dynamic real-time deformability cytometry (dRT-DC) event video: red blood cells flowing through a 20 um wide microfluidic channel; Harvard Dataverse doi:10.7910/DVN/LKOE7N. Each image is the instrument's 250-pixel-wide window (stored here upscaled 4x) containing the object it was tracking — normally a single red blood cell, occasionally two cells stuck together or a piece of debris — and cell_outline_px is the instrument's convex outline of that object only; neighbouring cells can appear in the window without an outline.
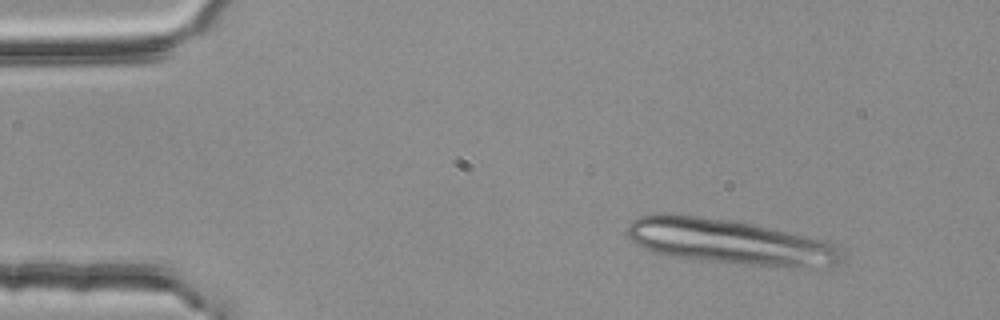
{"species": "common noctule bat (a hibernating species)", "species_latin": "Nyctalus noctula", "temperature_condition": "room temperature", "stored_images_in_passage": 3, "camera_frame_rate_fps": 3000, "um_per_image_px": 0.085, "animal": {"sex": "female", "body_mass_g": 25.1}, "frame": {"image": 1, "passage_image": 1, "time_ms": 0.0, "image_size_px": [1000, 320], "cell_outline_px": [[844, 252], [836, 264], [800, 268], [748, 264], [708, 260], [672, 256], [656, 252], [644, 248], [636, 244], [628, 236], [628, 224], [632, 220], [640, 216], [664, 212], [732, 220], [828, 240], [844, 248]], "centroid_in_image_um": [62.06, 20.53], "position_along_channel_um": 22.9, "area_um2": 56.01}}